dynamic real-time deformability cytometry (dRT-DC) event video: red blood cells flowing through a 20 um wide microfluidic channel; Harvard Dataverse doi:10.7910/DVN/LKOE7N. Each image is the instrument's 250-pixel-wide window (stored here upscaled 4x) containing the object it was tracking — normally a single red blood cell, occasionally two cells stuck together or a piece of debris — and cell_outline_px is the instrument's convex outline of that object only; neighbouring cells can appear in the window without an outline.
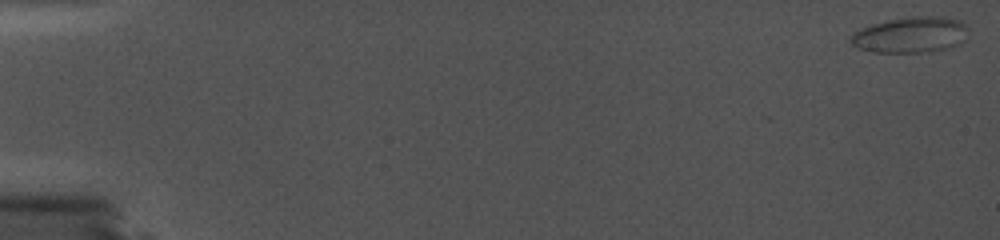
{"species": "common noctule bat (a hibernating species)", "species_latin": "Nyctalus noctula", "temperature_condition": "cold", "stored_images_in_passage": 33, "camera_frame_rate_fps": 5000, "um_per_image_px": 0.085, "animal": {"sex": "female", "body_mass_g": 19.0, "forearm_length_mm": 56.7}, "frame": {"image": 1, "passage_image": 1, "time_ms": 0.0, "image_size_px": [1000, 240], "cell_outline_px": [[968, 28], [964, 40], [956, 44], [944, 48], [916, 52], [872, 52], [860, 48], [852, 44], [848, 40], [852, 32], [860, 28], [872, 24], [888, 20], [916, 16], [944, 16], [960, 20]], "centroid_in_image_um": [77.35, 2.94], "position_along_channel_um": 7.6, "area_um2": 24.33}}
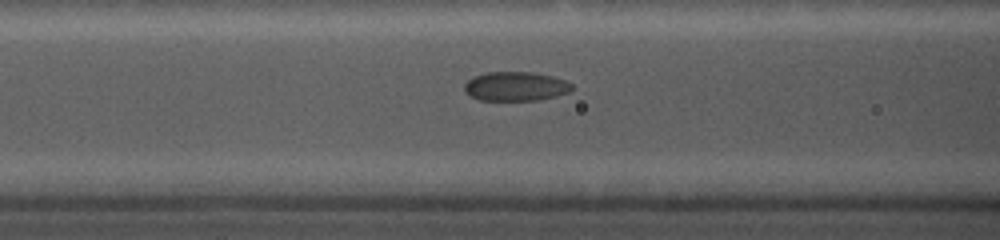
{"frame": {"image": 2, "passage_image": 23, "time_ms": 4.4, "image_size_px": [1000, 240], "cell_outline_px": [[576, 88], [572, 92], [540, 100], [480, 100], [468, 96], [464, 92], [464, 84], [472, 76], [484, 72], [532, 72], [552, 76], [564, 80], [572, 84]], "centroid_in_image_um": [43.83, 7.34], "position_along_channel_um": 122.8, "area_um2": 18.67}}
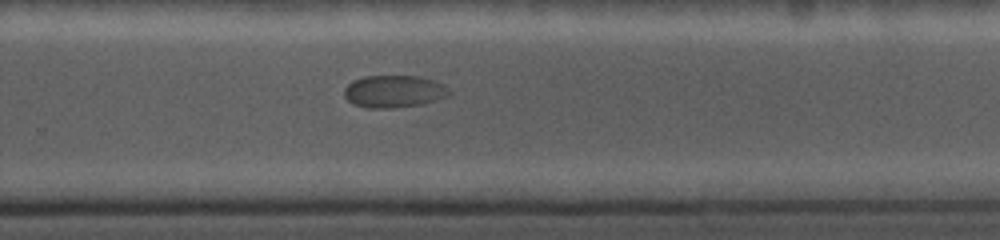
{"frame": {"image": 3, "passage_image": 33, "time_ms": 6.4, "image_size_px": [1000, 240], "cell_outline_px": [[452, 92], [448, 96], [420, 104], [392, 108], [368, 108], [352, 104], [344, 96], [344, 88], [352, 80], [364, 76], [420, 76], [436, 80], [444, 84]], "centroid_in_image_um": [33.48, 7.76], "position_along_channel_um": 296.3, "area_um2": 19.94}}